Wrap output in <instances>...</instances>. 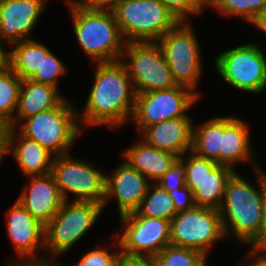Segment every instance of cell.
<instances>
[{"label": "cell", "mask_w": 266, "mask_h": 266, "mask_svg": "<svg viewBox=\"0 0 266 266\" xmlns=\"http://www.w3.org/2000/svg\"><path fill=\"white\" fill-rule=\"evenodd\" d=\"M94 83L80 114L82 127L120 128L131 120L136 93L124 64L118 60L96 63Z\"/></svg>", "instance_id": "1"}, {"label": "cell", "mask_w": 266, "mask_h": 266, "mask_svg": "<svg viewBox=\"0 0 266 266\" xmlns=\"http://www.w3.org/2000/svg\"><path fill=\"white\" fill-rule=\"evenodd\" d=\"M254 172L258 188L236 171L226 184L219 208L225 236L233 233L238 245H249L259 235L262 225L266 175L261 167Z\"/></svg>", "instance_id": "2"}, {"label": "cell", "mask_w": 266, "mask_h": 266, "mask_svg": "<svg viewBox=\"0 0 266 266\" xmlns=\"http://www.w3.org/2000/svg\"><path fill=\"white\" fill-rule=\"evenodd\" d=\"M66 4L72 15L74 34L85 54L97 63L120 60L126 42L114 12L77 8L67 1Z\"/></svg>", "instance_id": "3"}, {"label": "cell", "mask_w": 266, "mask_h": 266, "mask_svg": "<svg viewBox=\"0 0 266 266\" xmlns=\"http://www.w3.org/2000/svg\"><path fill=\"white\" fill-rule=\"evenodd\" d=\"M103 205L91 201H64L45 225V265L58 264L55 257L67 253L91 229L103 212ZM53 259H46L50 254Z\"/></svg>", "instance_id": "4"}, {"label": "cell", "mask_w": 266, "mask_h": 266, "mask_svg": "<svg viewBox=\"0 0 266 266\" xmlns=\"http://www.w3.org/2000/svg\"><path fill=\"white\" fill-rule=\"evenodd\" d=\"M113 12L125 42H157L180 22L161 0H120Z\"/></svg>", "instance_id": "5"}, {"label": "cell", "mask_w": 266, "mask_h": 266, "mask_svg": "<svg viewBox=\"0 0 266 266\" xmlns=\"http://www.w3.org/2000/svg\"><path fill=\"white\" fill-rule=\"evenodd\" d=\"M77 113L72 103L65 98L57 107L24 119L19 131L54 156L68 154L81 134Z\"/></svg>", "instance_id": "6"}, {"label": "cell", "mask_w": 266, "mask_h": 266, "mask_svg": "<svg viewBox=\"0 0 266 266\" xmlns=\"http://www.w3.org/2000/svg\"><path fill=\"white\" fill-rule=\"evenodd\" d=\"M190 21H180L158 41L177 86L185 87L200 97L196 91L202 75L200 46Z\"/></svg>", "instance_id": "7"}, {"label": "cell", "mask_w": 266, "mask_h": 266, "mask_svg": "<svg viewBox=\"0 0 266 266\" xmlns=\"http://www.w3.org/2000/svg\"><path fill=\"white\" fill-rule=\"evenodd\" d=\"M120 61L136 94L177 86L157 42H126Z\"/></svg>", "instance_id": "8"}, {"label": "cell", "mask_w": 266, "mask_h": 266, "mask_svg": "<svg viewBox=\"0 0 266 266\" xmlns=\"http://www.w3.org/2000/svg\"><path fill=\"white\" fill-rule=\"evenodd\" d=\"M215 68L231 87L245 93H261L266 89V55L259 44L228 49L216 57Z\"/></svg>", "instance_id": "9"}, {"label": "cell", "mask_w": 266, "mask_h": 266, "mask_svg": "<svg viewBox=\"0 0 266 266\" xmlns=\"http://www.w3.org/2000/svg\"><path fill=\"white\" fill-rule=\"evenodd\" d=\"M50 173L64 201L68 192L72 201H91L103 205L106 175L85 160L73 159L68 154L53 157Z\"/></svg>", "instance_id": "10"}, {"label": "cell", "mask_w": 266, "mask_h": 266, "mask_svg": "<svg viewBox=\"0 0 266 266\" xmlns=\"http://www.w3.org/2000/svg\"><path fill=\"white\" fill-rule=\"evenodd\" d=\"M226 238L218 209L194 206L178 212L171 220L170 244L197 250L205 255Z\"/></svg>", "instance_id": "11"}, {"label": "cell", "mask_w": 266, "mask_h": 266, "mask_svg": "<svg viewBox=\"0 0 266 266\" xmlns=\"http://www.w3.org/2000/svg\"><path fill=\"white\" fill-rule=\"evenodd\" d=\"M124 229L116 233L121 255L153 257L170 244L171 221L141 216L137 211L120 216Z\"/></svg>", "instance_id": "12"}, {"label": "cell", "mask_w": 266, "mask_h": 266, "mask_svg": "<svg viewBox=\"0 0 266 266\" xmlns=\"http://www.w3.org/2000/svg\"><path fill=\"white\" fill-rule=\"evenodd\" d=\"M198 100L195 93L181 86L136 94L131 121L140 133L145 127L161 121L190 117L187 111Z\"/></svg>", "instance_id": "13"}, {"label": "cell", "mask_w": 266, "mask_h": 266, "mask_svg": "<svg viewBox=\"0 0 266 266\" xmlns=\"http://www.w3.org/2000/svg\"><path fill=\"white\" fill-rule=\"evenodd\" d=\"M7 235L20 256L8 266L45 265V257L34 256L39 248L45 250V226L32 217L27 210L15 201L7 212Z\"/></svg>", "instance_id": "14"}, {"label": "cell", "mask_w": 266, "mask_h": 266, "mask_svg": "<svg viewBox=\"0 0 266 266\" xmlns=\"http://www.w3.org/2000/svg\"><path fill=\"white\" fill-rule=\"evenodd\" d=\"M151 183L123 159V162L115 167L112 174L106 175L103 208L110 198L116 197L119 216L136 211Z\"/></svg>", "instance_id": "15"}, {"label": "cell", "mask_w": 266, "mask_h": 266, "mask_svg": "<svg viewBox=\"0 0 266 266\" xmlns=\"http://www.w3.org/2000/svg\"><path fill=\"white\" fill-rule=\"evenodd\" d=\"M46 0H0V40L12 45L30 38Z\"/></svg>", "instance_id": "16"}, {"label": "cell", "mask_w": 266, "mask_h": 266, "mask_svg": "<svg viewBox=\"0 0 266 266\" xmlns=\"http://www.w3.org/2000/svg\"><path fill=\"white\" fill-rule=\"evenodd\" d=\"M29 184L18 196L19 203L44 226L57 214L64 202L51 173L27 176Z\"/></svg>", "instance_id": "17"}, {"label": "cell", "mask_w": 266, "mask_h": 266, "mask_svg": "<svg viewBox=\"0 0 266 266\" xmlns=\"http://www.w3.org/2000/svg\"><path fill=\"white\" fill-rule=\"evenodd\" d=\"M142 140L179 158L192 150L193 121L191 117L173 118L145 127Z\"/></svg>", "instance_id": "18"}, {"label": "cell", "mask_w": 266, "mask_h": 266, "mask_svg": "<svg viewBox=\"0 0 266 266\" xmlns=\"http://www.w3.org/2000/svg\"><path fill=\"white\" fill-rule=\"evenodd\" d=\"M17 131V128L9 127L7 153L11 152L21 173L25 177L50 173L54 155L37 141L25 137L21 132L16 135Z\"/></svg>", "instance_id": "19"}, {"label": "cell", "mask_w": 266, "mask_h": 266, "mask_svg": "<svg viewBox=\"0 0 266 266\" xmlns=\"http://www.w3.org/2000/svg\"><path fill=\"white\" fill-rule=\"evenodd\" d=\"M122 155L125 161L153 183H156L179 159L178 156L155 148L142 139L124 150Z\"/></svg>", "instance_id": "20"}, {"label": "cell", "mask_w": 266, "mask_h": 266, "mask_svg": "<svg viewBox=\"0 0 266 266\" xmlns=\"http://www.w3.org/2000/svg\"><path fill=\"white\" fill-rule=\"evenodd\" d=\"M64 99L65 97L59 94L58 88L31 79L22 80L14 116V128H17L18 122L30 116L57 107Z\"/></svg>", "instance_id": "21"}, {"label": "cell", "mask_w": 266, "mask_h": 266, "mask_svg": "<svg viewBox=\"0 0 266 266\" xmlns=\"http://www.w3.org/2000/svg\"><path fill=\"white\" fill-rule=\"evenodd\" d=\"M249 126L240 118H235L222 133V150H220V165L234 169L233 165L242 161H253V169L260 168L250 145Z\"/></svg>", "instance_id": "22"}, {"label": "cell", "mask_w": 266, "mask_h": 266, "mask_svg": "<svg viewBox=\"0 0 266 266\" xmlns=\"http://www.w3.org/2000/svg\"><path fill=\"white\" fill-rule=\"evenodd\" d=\"M235 117H213L197 126L193 124L192 152L196 155L215 161L220 165L223 130Z\"/></svg>", "instance_id": "23"}, {"label": "cell", "mask_w": 266, "mask_h": 266, "mask_svg": "<svg viewBox=\"0 0 266 266\" xmlns=\"http://www.w3.org/2000/svg\"><path fill=\"white\" fill-rule=\"evenodd\" d=\"M8 66L22 79H31L41 69L42 43L27 39L11 45Z\"/></svg>", "instance_id": "24"}, {"label": "cell", "mask_w": 266, "mask_h": 266, "mask_svg": "<svg viewBox=\"0 0 266 266\" xmlns=\"http://www.w3.org/2000/svg\"><path fill=\"white\" fill-rule=\"evenodd\" d=\"M236 172L228 166L217 165L193 193L195 206L218 209L223 200L228 180Z\"/></svg>", "instance_id": "25"}, {"label": "cell", "mask_w": 266, "mask_h": 266, "mask_svg": "<svg viewBox=\"0 0 266 266\" xmlns=\"http://www.w3.org/2000/svg\"><path fill=\"white\" fill-rule=\"evenodd\" d=\"M22 79L7 65L0 69V118L14 127Z\"/></svg>", "instance_id": "26"}, {"label": "cell", "mask_w": 266, "mask_h": 266, "mask_svg": "<svg viewBox=\"0 0 266 266\" xmlns=\"http://www.w3.org/2000/svg\"><path fill=\"white\" fill-rule=\"evenodd\" d=\"M141 216L171 221L177 214L173 200L165 189L151 183L141 205L136 210Z\"/></svg>", "instance_id": "27"}, {"label": "cell", "mask_w": 266, "mask_h": 266, "mask_svg": "<svg viewBox=\"0 0 266 266\" xmlns=\"http://www.w3.org/2000/svg\"><path fill=\"white\" fill-rule=\"evenodd\" d=\"M152 258L156 266H207V255L171 244Z\"/></svg>", "instance_id": "28"}, {"label": "cell", "mask_w": 266, "mask_h": 266, "mask_svg": "<svg viewBox=\"0 0 266 266\" xmlns=\"http://www.w3.org/2000/svg\"><path fill=\"white\" fill-rule=\"evenodd\" d=\"M220 14L237 16L252 23L266 7V0H215L210 6Z\"/></svg>", "instance_id": "29"}, {"label": "cell", "mask_w": 266, "mask_h": 266, "mask_svg": "<svg viewBox=\"0 0 266 266\" xmlns=\"http://www.w3.org/2000/svg\"><path fill=\"white\" fill-rule=\"evenodd\" d=\"M185 155L179 158L186 168L185 185L194 193L197 190V185L201 184L218 164L215 161L200 157L192 151L187 155L188 157Z\"/></svg>", "instance_id": "30"}, {"label": "cell", "mask_w": 266, "mask_h": 266, "mask_svg": "<svg viewBox=\"0 0 266 266\" xmlns=\"http://www.w3.org/2000/svg\"><path fill=\"white\" fill-rule=\"evenodd\" d=\"M66 73L63 62L56 57L45 44H42V64L34 76L32 81L43 83L58 88L59 77Z\"/></svg>", "instance_id": "31"}, {"label": "cell", "mask_w": 266, "mask_h": 266, "mask_svg": "<svg viewBox=\"0 0 266 266\" xmlns=\"http://www.w3.org/2000/svg\"><path fill=\"white\" fill-rule=\"evenodd\" d=\"M114 246H119L118 251L110 253L108 247L106 248V246H104V248H102L101 246L95 250L87 252L81 257V260L78 263L70 266H118L121 256L119 242ZM59 265L65 266V264L62 265L61 263Z\"/></svg>", "instance_id": "32"}, {"label": "cell", "mask_w": 266, "mask_h": 266, "mask_svg": "<svg viewBox=\"0 0 266 266\" xmlns=\"http://www.w3.org/2000/svg\"><path fill=\"white\" fill-rule=\"evenodd\" d=\"M179 21L188 20L190 15H200L206 6L200 0H161Z\"/></svg>", "instance_id": "33"}, {"label": "cell", "mask_w": 266, "mask_h": 266, "mask_svg": "<svg viewBox=\"0 0 266 266\" xmlns=\"http://www.w3.org/2000/svg\"><path fill=\"white\" fill-rule=\"evenodd\" d=\"M186 168L184 163L178 159L175 164L156 182L161 188L170 192L185 186Z\"/></svg>", "instance_id": "34"}, {"label": "cell", "mask_w": 266, "mask_h": 266, "mask_svg": "<svg viewBox=\"0 0 266 266\" xmlns=\"http://www.w3.org/2000/svg\"><path fill=\"white\" fill-rule=\"evenodd\" d=\"M169 194L177 213L192 209L195 206L193 193L186 185L170 191Z\"/></svg>", "instance_id": "35"}, {"label": "cell", "mask_w": 266, "mask_h": 266, "mask_svg": "<svg viewBox=\"0 0 266 266\" xmlns=\"http://www.w3.org/2000/svg\"><path fill=\"white\" fill-rule=\"evenodd\" d=\"M70 5L89 10L113 11L120 0H66Z\"/></svg>", "instance_id": "36"}, {"label": "cell", "mask_w": 266, "mask_h": 266, "mask_svg": "<svg viewBox=\"0 0 266 266\" xmlns=\"http://www.w3.org/2000/svg\"><path fill=\"white\" fill-rule=\"evenodd\" d=\"M251 250L266 252V196L262 209V225L259 235L249 244Z\"/></svg>", "instance_id": "37"}, {"label": "cell", "mask_w": 266, "mask_h": 266, "mask_svg": "<svg viewBox=\"0 0 266 266\" xmlns=\"http://www.w3.org/2000/svg\"><path fill=\"white\" fill-rule=\"evenodd\" d=\"M118 266H156L152 257H129L121 255Z\"/></svg>", "instance_id": "38"}, {"label": "cell", "mask_w": 266, "mask_h": 266, "mask_svg": "<svg viewBox=\"0 0 266 266\" xmlns=\"http://www.w3.org/2000/svg\"><path fill=\"white\" fill-rule=\"evenodd\" d=\"M242 258H244L242 262L245 260V262L249 263V266H266V252H258L250 249L246 256Z\"/></svg>", "instance_id": "39"}, {"label": "cell", "mask_w": 266, "mask_h": 266, "mask_svg": "<svg viewBox=\"0 0 266 266\" xmlns=\"http://www.w3.org/2000/svg\"><path fill=\"white\" fill-rule=\"evenodd\" d=\"M9 124L0 118V160L7 154V133Z\"/></svg>", "instance_id": "40"}, {"label": "cell", "mask_w": 266, "mask_h": 266, "mask_svg": "<svg viewBox=\"0 0 266 266\" xmlns=\"http://www.w3.org/2000/svg\"><path fill=\"white\" fill-rule=\"evenodd\" d=\"M251 24L256 26V28L260 31H263L266 35V7L259 13L257 18Z\"/></svg>", "instance_id": "41"}, {"label": "cell", "mask_w": 266, "mask_h": 266, "mask_svg": "<svg viewBox=\"0 0 266 266\" xmlns=\"http://www.w3.org/2000/svg\"><path fill=\"white\" fill-rule=\"evenodd\" d=\"M2 41V40H0ZM0 42V69L8 65V51L5 50V47Z\"/></svg>", "instance_id": "42"}, {"label": "cell", "mask_w": 266, "mask_h": 266, "mask_svg": "<svg viewBox=\"0 0 266 266\" xmlns=\"http://www.w3.org/2000/svg\"><path fill=\"white\" fill-rule=\"evenodd\" d=\"M206 7L211 6L215 0H200Z\"/></svg>", "instance_id": "43"}, {"label": "cell", "mask_w": 266, "mask_h": 266, "mask_svg": "<svg viewBox=\"0 0 266 266\" xmlns=\"http://www.w3.org/2000/svg\"><path fill=\"white\" fill-rule=\"evenodd\" d=\"M25 266H60L59 264H46V265H25Z\"/></svg>", "instance_id": "44"}]
</instances>
